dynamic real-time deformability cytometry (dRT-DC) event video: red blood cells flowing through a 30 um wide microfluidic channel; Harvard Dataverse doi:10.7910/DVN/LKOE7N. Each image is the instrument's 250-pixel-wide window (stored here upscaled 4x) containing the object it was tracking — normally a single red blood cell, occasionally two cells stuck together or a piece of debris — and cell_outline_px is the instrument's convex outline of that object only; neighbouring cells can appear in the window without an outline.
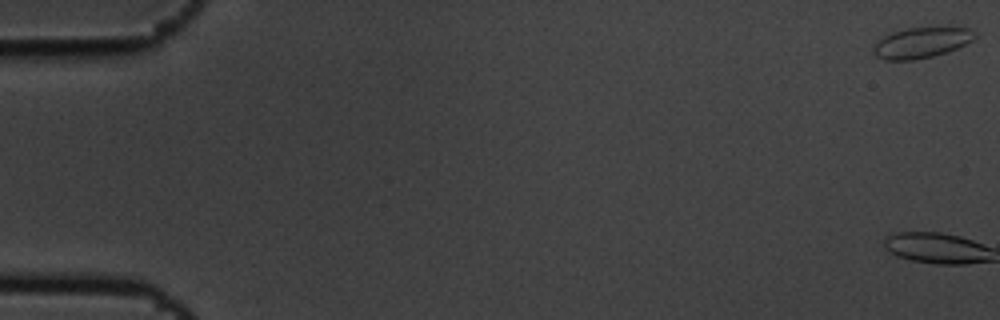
{"species": "common noctule bat (a hibernating species)", "species_latin": "Nyctalus noctula", "temperature_condition": "cold", "stored_images_in_passage": 7, "camera_frame_rate_fps": 3000, "um_per_image_px": 0.085, "animal": {"sex": "male", "body_mass_g": 19.5, "forearm_length_mm": 54.6}, "frame": {"image": 1, "passage_image": 1, "time_ms": 0.0, "image_size_px": [1000, 320], "cell_outline_px": [[980, 32], [972, 40], [956, 48], [932, 56], [912, 60], [884, 60], [876, 56], [872, 52], [872, 48], [884, 36], [892, 32], [908, 28], [968, 28]], "centroid_in_image_um": [78.31, 3.63], "position_along_channel_um": 6.7, "area_um2": 17.8}}
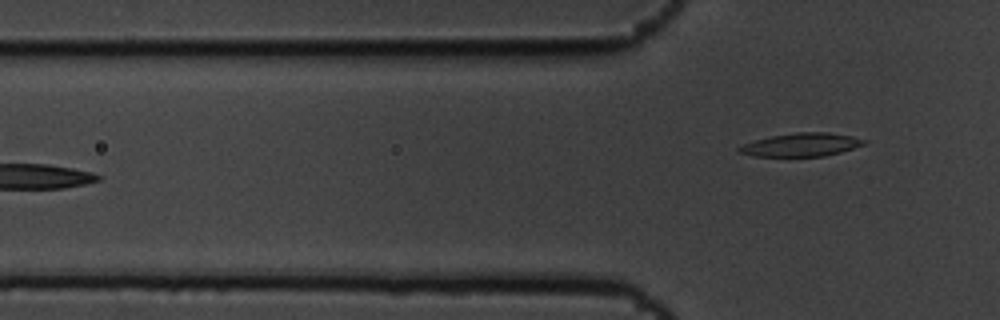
{"frame": {"image": 2, "passage_image": 7, "time_ms": 2.0, "image_size_px": [1000, 320], "cell_outline_px": [[868, 144], [840, 152], [824, 156], [756, 156], [740, 152], [736, 148], [744, 144], [756, 140], [772, 136], [796, 132], [828, 132], [852, 136], [868, 140]], "centroid_in_image_um": [68.19, 12.29], "position_along_channel_um": 57.6, "area_um2": 16.88}}